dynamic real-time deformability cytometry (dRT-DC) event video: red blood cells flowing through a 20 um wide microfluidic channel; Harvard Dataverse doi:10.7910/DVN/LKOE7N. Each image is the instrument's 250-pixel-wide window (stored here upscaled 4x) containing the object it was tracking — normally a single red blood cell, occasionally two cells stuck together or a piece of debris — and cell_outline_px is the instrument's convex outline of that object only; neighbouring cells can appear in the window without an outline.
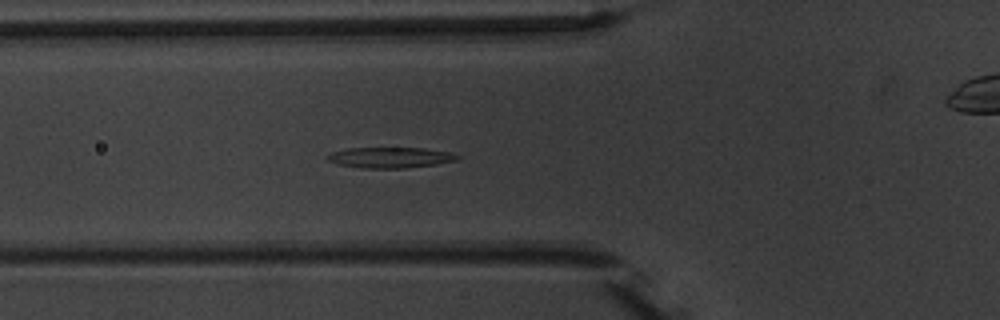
{"species": "common noctule bat (a hibernating species)", "species_latin": "Nyctalus noctula", "temperature_condition": "warm", "stored_images_in_passage": 6, "camera_frame_rate_fps": 3000, "um_per_image_px": 0.085, "animal": {"sex": "male", "body_mass_g": 20.1, "forearm_length_mm": 53.5}, "frame": {"image": 1, "passage_image": 5, "time_ms": 4.667, "image_size_px": [1000, 320], "cell_outline_px": [[460, 156], [456, 160], [436, 164], [404, 168], [360, 168], [336, 164], [324, 160], [324, 156], [332, 152], [348, 148], [424, 148], [448, 152]], "centroid_in_image_um": [33.06, 13.39], "position_along_channel_um": 92.7, "area_um2": 15.72}}